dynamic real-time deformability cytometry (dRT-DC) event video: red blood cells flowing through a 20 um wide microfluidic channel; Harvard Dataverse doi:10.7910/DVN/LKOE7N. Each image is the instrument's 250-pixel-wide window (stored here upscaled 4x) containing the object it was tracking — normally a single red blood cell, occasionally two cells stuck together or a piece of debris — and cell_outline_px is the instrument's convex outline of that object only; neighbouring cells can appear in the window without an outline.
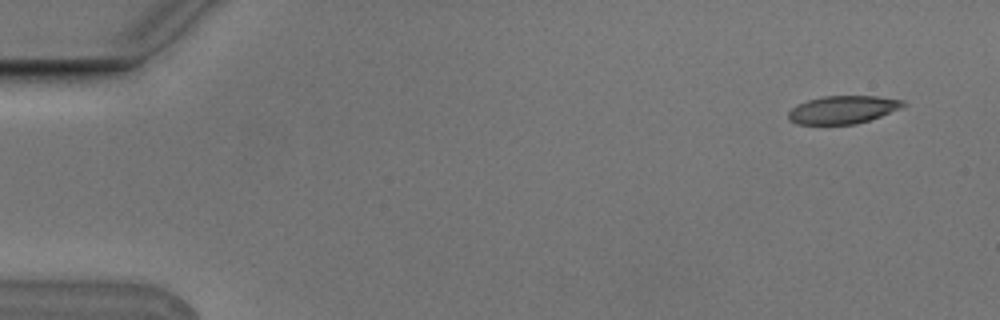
{"species": "Egyptian fruit bat (a non-hibernating species)", "species_latin": "Rousettus aegyptiacus", "temperature_condition": "cold", "stored_images_in_passage": 5, "camera_frame_rate_fps": 3000, "um_per_image_px": 0.085, "animal": {"sex": "male"}, "frame": {"image": 1, "passage_image": 1, "time_ms": 0.0, "image_size_px": [1000, 320], "cell_outline_px": [[908, 104], [904, 108], [856, 124], [796, 124], [788, 120], [788, 112], [796, 104], [808, 100], [824, 96], [876, 96], [904, 100]], "centroid_in_image_um": [71.66, 9.32], "position_along_channel_um": 13.3, "area_um2": 18.84}}